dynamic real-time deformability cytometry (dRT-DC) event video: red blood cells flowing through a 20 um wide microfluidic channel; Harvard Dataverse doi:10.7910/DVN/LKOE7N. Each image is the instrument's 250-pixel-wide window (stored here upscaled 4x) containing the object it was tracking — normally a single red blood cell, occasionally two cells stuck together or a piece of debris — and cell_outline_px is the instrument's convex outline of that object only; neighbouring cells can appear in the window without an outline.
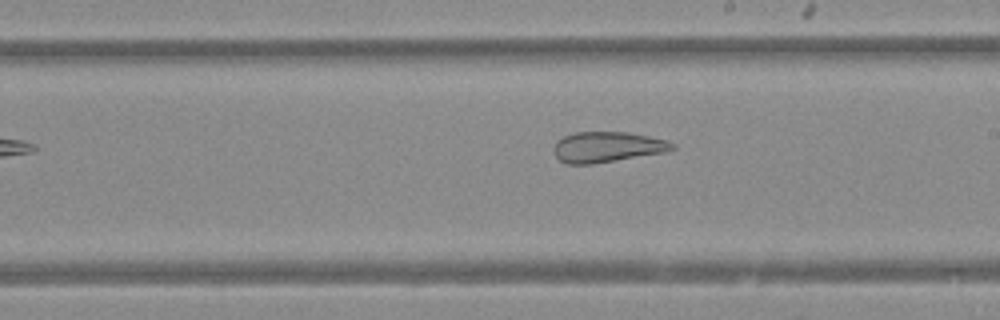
{"species": "Egyptian fruit bat (a non-hibernating species)", "species_latin": "Rousettus aegyptiacus", "temperature_condition": "warm", "stored_images_in_passage": 33, "camera_frame_rate_fps": 3000, "um_per_image_px": 0.085, "animal": {"sex": "female"}, "frame": {"image": 1, "passage_image": 15, "time_ms": 4.667, "image_size_px": [1000, 320], "cell_outline_px": [[676, 148], [664, 152], [592, 164], [568, 164], [560, 160], [552, 152], [552, 148], [556, 140], [572, 132], [628, 132], [668, 140], [676, 144]], "centroid_in_image_um": [51.58, 12.48], "position_along_channel_um": 237.4, "area_um2": 21.21}}
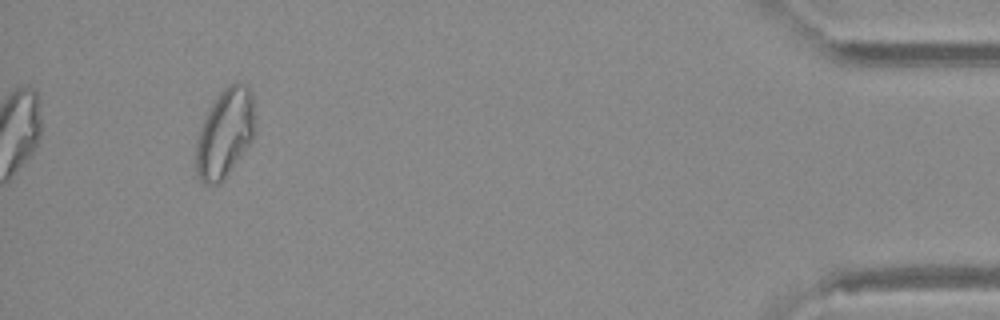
{"frame": {"image": 2, "passage_image": 33, "time_ms": 10.667, "image_size_px": [1000, 320], "cell_outline_px": [[256, 128], [252, 140], [224, 180], [220, 184], [204, 184], [200, 180], [196, 172], [196, 144], [204, 120], [212, 104], [224, 88], [232, 84], [248, 84], [252, 92], [256, 124]], "centroid_in_image_um": [19.15, 11.35], "position_along_channel_um": 416.0, "area_um2": 30.35}}